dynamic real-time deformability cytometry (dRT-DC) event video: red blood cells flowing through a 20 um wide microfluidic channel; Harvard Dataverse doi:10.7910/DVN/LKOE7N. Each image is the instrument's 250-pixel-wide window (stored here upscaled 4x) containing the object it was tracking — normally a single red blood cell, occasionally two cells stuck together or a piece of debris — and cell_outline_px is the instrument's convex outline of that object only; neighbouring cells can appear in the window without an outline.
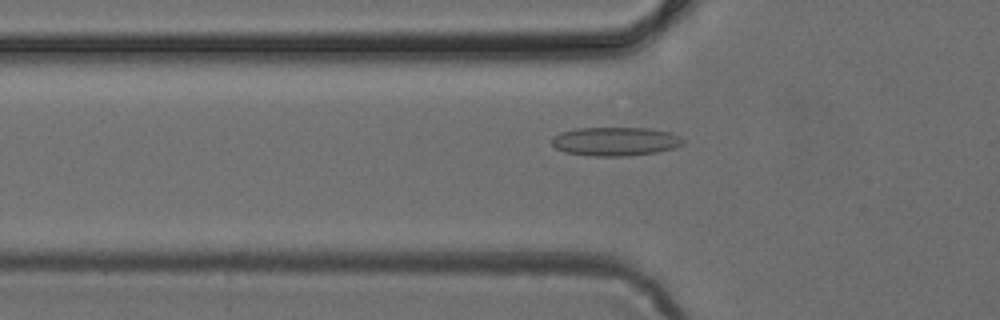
{"species": "common noctule bat (a hibernating species)", "species_latin": "Nyctalus noctula", "temperature_condition": "cold", "stored_images_in_passage": 34, "camera_frame_rate_fps": 3000, "um_per_image_px": 0.085, "animal": {"sex": "female", "body_mass_g": 24.6, "forearm_length_mm": 56.2}, "frame": {"image": 1, "passage_image": 2, "time_ms": 0.333, "image_size_px": [1000, 320], "cell_outline_px": [[684, 144], [676, 148], [656, 152], [628, 156], [592, 156], [564, 152], [556, 148], [552, 144], [552, 136], [560, 132], [576, 128], [648, 128], [668, 132], [680, 136], [684, 140]], "centroid_in_image_um": [52.3, 12.02], "position_along_channel_um": 73.5, "area_um2": 22.14}}
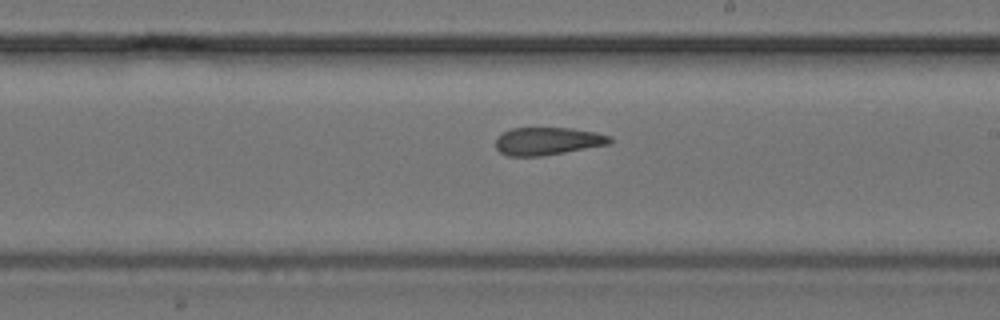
{"frame": {"image": 2, "passage_image": 14, "time_ms": 4.333, "image_size_px": [1000, 320], "cell_outline_px": [[612, 140], [608, 144], [564, 152], [540, 156], [508, 156], [500, 152], [496, 148], [496, 140], [504, 132], [512, 128], [572, 128], [596, 132], [612, 136]], "centroid_in_image_um": [46.56, 11.99], "position_along_channel_um": 242.4, "area_um2": 18.26}}
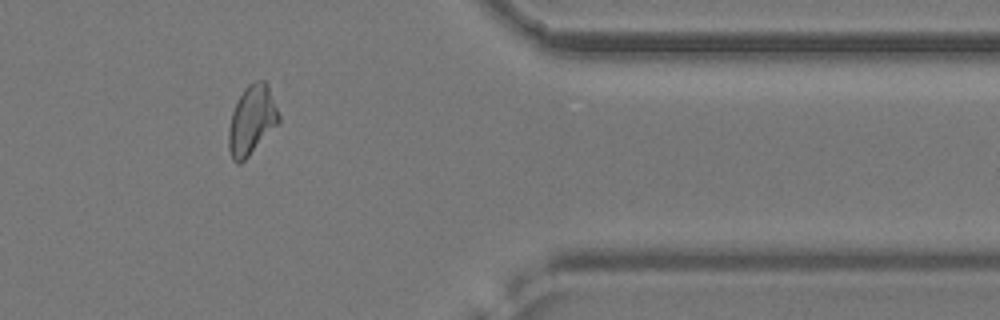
{"frame": {"image": 3, "passage_image": 26, "time_ms": 8.333, "image_size_px": [1000, 320], "cell_outline_px": [[280, 124], [240, 164], [236, 164], [232, 160], [228, 148], [228, 128], [232, 112], [244, 88], [248, 84], [256, 80], [264, 80], [268, 84], [280, 116]], "centroid_in_image_um": [21.41, 10.23], "position_along_channel_um": 390.0, "area_um2": 20.46}}